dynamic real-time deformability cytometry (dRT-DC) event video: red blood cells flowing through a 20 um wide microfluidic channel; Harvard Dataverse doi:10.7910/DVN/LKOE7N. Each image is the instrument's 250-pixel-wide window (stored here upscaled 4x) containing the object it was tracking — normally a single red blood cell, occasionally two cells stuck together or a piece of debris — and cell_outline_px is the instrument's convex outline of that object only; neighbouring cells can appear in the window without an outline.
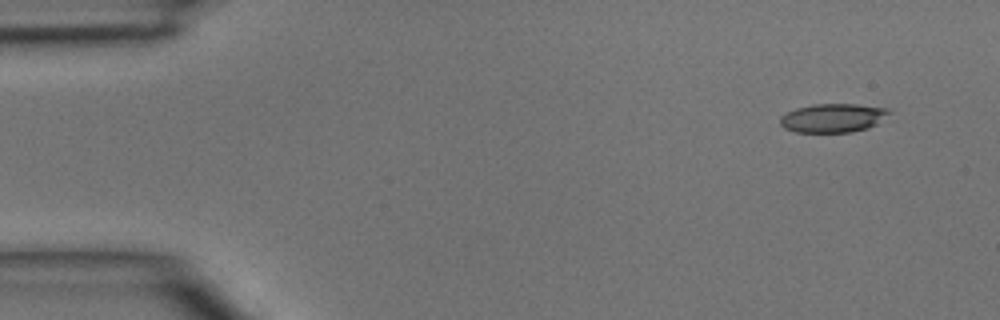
{"species": "common noctule bat (a hibernating species)", "species_latin": "Nyctalus noctula", "temperature_condition": "room temperature", "stored_images_in_passage": 4, "camera_frame_rate_fps": 3000, "um_per_image_px": 0.085, "animal": {"sex": "male", "body_mass_g": 15.6}, "frame": {"image": 1, "passage_image": 1, "time_ms": 0.0, "image_size_px": [1000, 320], "cell_outline_px": [[892, 112], [876, 124], [868, 128], [852, 132], [796, 132], [784, 128], [780, 124], [780, 116], [796, 108], [812, 104], [856, 104], [888, 108]], "centroid_in_image_um": [70.8, 10.02], "position_along_channel_um": 14.2, "area_um2": 18.32}}
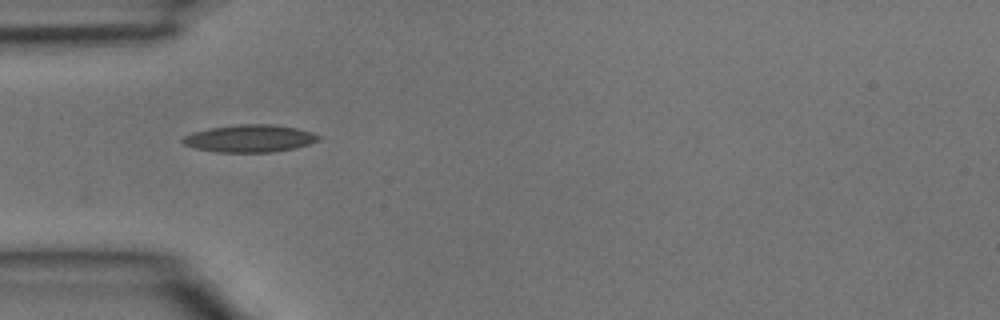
{"frame": {"image": 2, "passage_image": 4, "time_ms": 1.0, "image_size_px": [1000, 320], "cell_outline_px": [[320, 140], [296, 148], [272, 152], [216, 152], [196, 148], [184, 144], [180, 140], [184, 136], [192, 132], [212, 128], [240, 124], [268, 124], [296, 128], [312, 132], [320, 136]], "centroid_in_image_um": [21.23, 11.77], "position_along_channel_um": 63.8, "area_um2": 21.56}}